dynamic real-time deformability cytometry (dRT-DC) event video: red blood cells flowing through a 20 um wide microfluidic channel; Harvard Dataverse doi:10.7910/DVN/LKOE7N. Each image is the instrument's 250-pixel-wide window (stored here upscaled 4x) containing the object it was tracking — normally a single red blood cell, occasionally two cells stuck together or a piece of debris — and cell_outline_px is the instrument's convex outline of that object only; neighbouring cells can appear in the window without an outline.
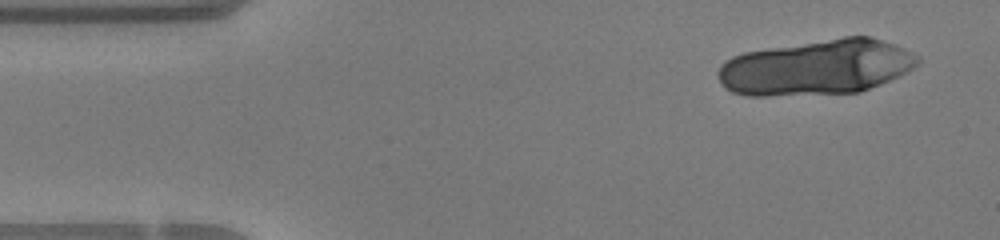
{"species": "human", "species_latin": "Homo sapiens", "temperature_condition": "warm", "stored_images_in_passage": 31, "camera_frame_rate_fps": 3000, "um_per_image_px": 0.085, "donor": {"sex": "female"}, "frame": {"image": 1, "passage_image": 3, "time_ms": 0.667, "image_size_px": [1000, 240], "cell_outline_px": [[920, 60], [912, 68], [900, 76], [860, 92], [764, 96], [748, 96], [732, 92], [724, 88], [720, 80], [720, 64], [724, 60], [732, 56], [744, 52], [844, 36], [868, 36], [904, 48], [920, 56]], "centroid_in_image_um": [69.4, 5.72], "position_along_channel_um": 15.6, "area_um2": 64.22}}
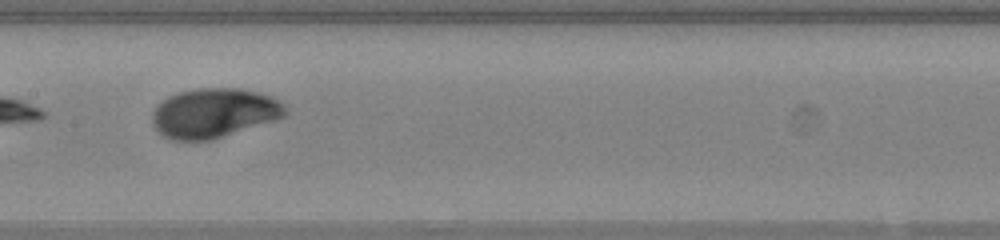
{"frame": {"image": 2, "passage_image": 21, "time_ms": 6.667, "image_size_px": [1000, 240], "cell_outline_px": [[288, 112], [284, 116], [276, 120], [212, 140], [172, 140], [156, 132], [152, 124], [152, 112], [156, 104], [168, 96], [180, 92], [196, 88], [240, 88], [272, 96], [284, 104]], "centroid_in_image_um": [18.17, 9.61], "position_along_channel_um": 189.2, "area_um2": 38.73}}
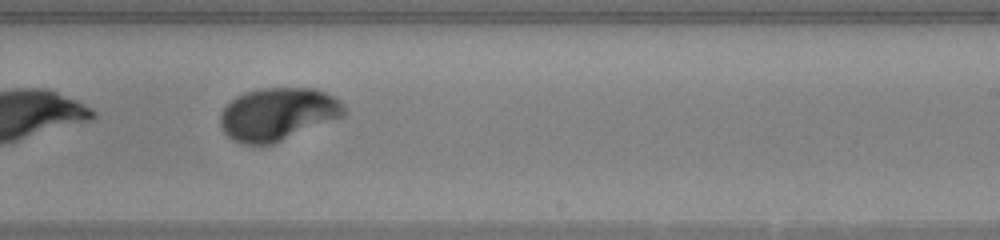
{"frame": {"image": 3, "passage_image": 26, "time_ms": 8.333, "image_size_px": [1000, 240], "cell_outline_px": [[348, 112], [344, 116], [276, 144], [244, 144], [232, 140], [224, 132], [220, 124], [220, 112], [236, 96], [244, 92], [260, 88], [316, 88], [340, 100], [344, 104]], "centroid_in_image_um": [23.64, 9.71], "position_along_channel_um": 265.4, "area_um2": 38.49}}